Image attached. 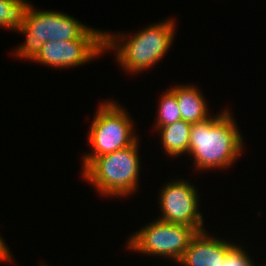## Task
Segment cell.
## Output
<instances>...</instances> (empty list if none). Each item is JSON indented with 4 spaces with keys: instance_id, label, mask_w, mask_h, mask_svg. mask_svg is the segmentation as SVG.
I'll return each instance as SVG.
<instances>
[{
    "instance_id": "5bb4252c",
    "label": "cell",
    "mask_w": 266,
    "mask_h": 266,
    "mask_svg": "<svg viewBox=\"0 0 266 266\" xmlns=\"http://www.w3.org/2000/svg\"><path fill=\"white\" fill-rule=\"evenodd\" d=\"M249 254L239 244H235L226 254L221 266H256ZM263 266V265H262Z\"/></svg>"
},
{
    "instance_id": "6da1fadb",
    "label": "cell",
    "mask_w": 266,
    "mask_h": 266,
    "mask_svg": "<svg viewBox=\"0 0 266 266\" xmlns=\"http://www.w3.org/2000/svg\"><path fill=\"white\" fill-rule=\"evenodd\" d=\"M230 109L191 125L188 154L199 170L231 167L241 156L243 136Z\"/></svg>"
},
{
    "instance_id": "ba28073f",
    "label": "cell",
    "mask_w": 266,
    "mask_h": 266,
    "mask_svg": "<svg viewBox=\"0 0 266 266\" xmlns=\"http://www.w3.org/2000/svg\"><path fill=\"white\" fill-rule=\"evenodd\" d=\"M199 195L193 184L185 180H172L165 184L159 193L161 216L157 219L168 222L185 224L197 232L205 230L203 216L199 210Z\"/></svg>"
},
{
    "instance_id": "52a82bcc",
    "label": "cell",
    "mask_w": 266,
    "mask_h": 266,
    "mask_svg": "<svg viewBox=\"0 0 266 266\" xmlns=\"http://www.w3.org/2000/svg\"><path fill=\"white\" fill-rule=\"evenodd\" d=\"M105 51V31L90 27L79 39L46 42L31 60L54 68H70L89 63Z\"/></svg>"
},
{
    "instance_id": "9a60e30c",
    "label": "cell",
    "mask_w": 266,
    "mask_h": 266,
    "mask_svg": "<svg viewBox=\"0 0 266 266\" xmlns=\"http://www.w3.org/2000/svg\"><path fill=\"white\" fill-rule=\"evenodd\" d=\"M5 240L1 237L0 235V263L1 262H9L12 263L13 260V255L10 252V248H8V246L6 245V243L4 242Z\"/></svg>"
},
{
    "instance_id": "7a4b0ae2",
    "label": "cell",
    "mask_w": 266,
    "mask_h": 266,
    "mask_svg": "<svg viewBox=\"0 0 266 266\" xmlns=\"http://www.w3.org/2000/svg\"><path fill=\"white\" fill-rule=\"evenodd\" d=\"M175 27L176 23L171 18L130 36L105 31V51H115L116 62L128 73L144 72L167 54L175 38Z\"/></svg>"
},
{
    "instance_id": "5b68a950",
    "label": "cell",
    "mask_w": 266,
    "mask_h": 266,
    "mask_svg": "<svg viewBox=\"0 0 266 266\" xmlns=\"http://www.w3.org/2000/svg\"><path fill=\"white\" fill-rule=\"evenodd\" d=\"M129 116L127 110L113 100L108 99L97 107L87 135L93 151L84 154L81 170L95 157L124 149L138 140L134 121Z\"/></svg>"
},
{
    "instance_id": "277c9868",
    "label": "cell",
    "mask_w": 266,
    "mask_h": 266,
    "mask_svg": "<svg viewBox=\"0 0 266 266\" xmlns=\"http://www.w3.org/2000/svg\"><path fill=\"white\" fill-rule=\"evenodd\" d=\"M89 28L65 12L38 10L31 4L24 26L16 30L26 36L25 42L13 50L14 55L31 61L44 43L79 39Z\"/></svg>"
},
{
    "instance_id": "8992f818",
    "label": "cell",
    "mask_w": 266,
    "mask_h": 266,
    "mask_svg": "<svg viewBox=\"0 0 266 266\" xmlns=\"http://www.w3.org/2000/svg\"><path fill=\"white\" fill-rule=\"evenodd\" d=\"M196 234L189 225L156 219L129 236L126 246L137 253L168 257L178 262Z\"/></svg>"
},
{
    "instance_id": "3957f363",
    "label": "cell",
    "mask_w": 266,
    "mask_h": 266,
    "mask_svg": "<svg viewBox=\"0 0 266 266\" xmlns=\"http://www.w3.org/2000/svg\"><path fill=\"white\" fill-rule=\"evenodd\" d=\"M139 139L124 149L95 157L82 171L86 182L101 195L125 197L139 187Z\"/></svg>"
},
{
    "instance_id": "4fadbf2b",
    "label": "cell",
    "mask_w": 266,
    "mask_h": 266,
    "mask_svg": "<svg viewBox=\"0 0 266 266\" xmlns=\"http://www.w3.org/2000/svg\"><path fill=\"white\" fill-rule=\"evenodd\" d=\"M158 108V114L155 120L156 130L159 127L170 125L178 120H181V114L176 95L170 89L164 92V94H161Z\"/></svg>"
},
{
    "instance_id": "7c38bea8",
    "label": "cell",
    "mask_w": 266,
    "mask_h": 266,
    "mask_svg": "<svg viewBox=\"0 0 266 266\" xmlns=\"http://www.w3.org/2000/svg\"><path fill=\"white\" fill-rule=\"evenodd\" d=\"M28 0H0V28L18 30L24 26L30 3Z\"/></svg>"
},
{
    "instance_id": "8fae6325",
    "label": "cell",
    "mask_w": 266,
    "mask_h": 266,
    "mask_svg": "<svg viewBox=\"0 0 266 266\" xmlns=\"http://www.w3.org/2000/svg\"><path fill=\"white\" fill-rule=\"evenodd\" d=\"M191 125V123L181 119L173 124L159 127L156 130L161 134L160 140L166 152L165 154L175 158L183 154H188Z\"/></svg>"
},
{
    "instance_id": "30bf717a",
    "label": "cell",
    "mask_w": 266,
    "mask_h": 266,
    "mask_svg": "<svg viewBox=\"0 0 266 266\" xmlns=\"http://www.w3.org/2000/svg\"><path fill=\"white\" fill-rule=\"evenodd\" d=\"M170 90L176 95L182 120L194 124L210 117L207 101L198 87L180 84Z\"/></svg>"
},
{
    "instance_id": "9c48e42d",
    "label": "cell",
    "mask_w": 266,
    "mask_h": 266,
    "mask_svg": "<svg viewBox=\"0 0 266 266\" xmlns=\"http://www.w3.org/2000/svg\"><path fill=\"white\" fill-rule=\"evenodd\" d=\"M204 230L191 239L177 264L182 266H221L227 252L236 244L213 237Z\"/></svg>"
}]
</instances>
